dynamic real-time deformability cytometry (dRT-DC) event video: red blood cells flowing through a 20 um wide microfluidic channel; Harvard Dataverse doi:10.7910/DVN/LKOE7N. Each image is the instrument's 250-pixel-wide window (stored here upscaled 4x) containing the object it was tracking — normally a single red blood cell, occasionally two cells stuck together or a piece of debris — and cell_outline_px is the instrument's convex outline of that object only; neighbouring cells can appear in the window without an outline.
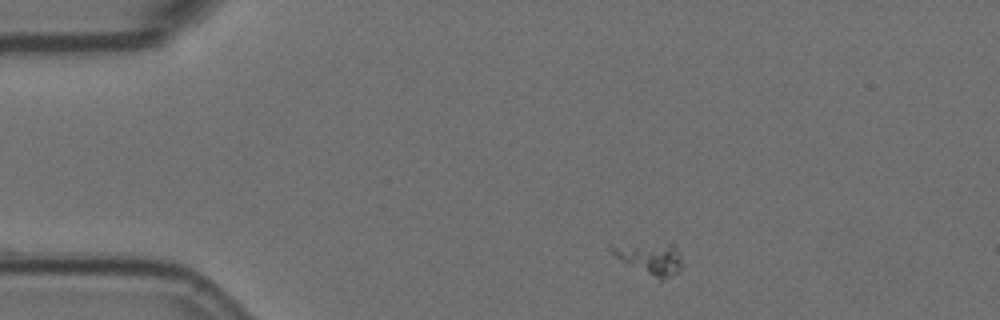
{"species": "Egyptian fruit bat (a non-hibernating species)", "species_latin": "Rousettus aegyptiacus", "temperature_condition": "room temperature", "stored_images_in_passage": 3, "camera_frame_rate_fps": 3000, "um_per_image_px": 0.085, "animal": {"sex": "female"}, "frame": {"image": 1, "passage_image": 1, "time_ms": 0.0, "image_size_px": [1000, 320], "cell_outline_px": [[684, 264], [680, 272], [660, 284], [620, 260], [608, 248], [668, 244], [672, 244], [680, 252]], "centroid_in_image_um": [55.44, 22.13], "position_along_channel_um": 29.6, "area_um2": 13.06}}